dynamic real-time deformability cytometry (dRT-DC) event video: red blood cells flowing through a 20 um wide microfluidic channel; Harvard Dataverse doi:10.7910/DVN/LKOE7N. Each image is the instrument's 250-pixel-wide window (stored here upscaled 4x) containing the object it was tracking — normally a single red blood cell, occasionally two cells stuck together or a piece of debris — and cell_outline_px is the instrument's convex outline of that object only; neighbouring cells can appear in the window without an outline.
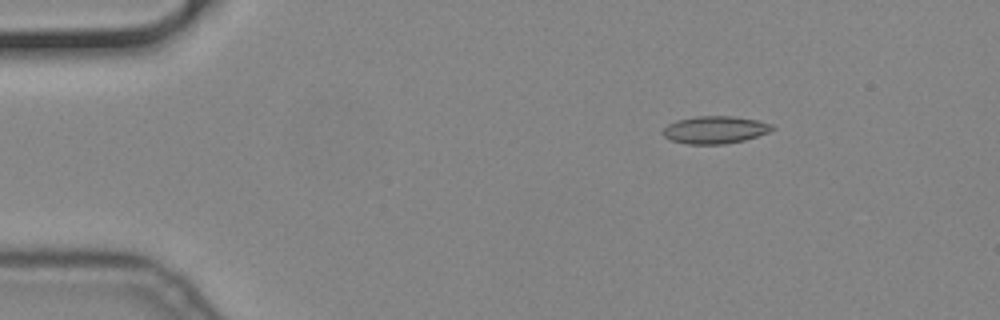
{"species": "common noctule bat (a hibernating species)", "species_latin": "Nyctalus noctula", "temperature_condition": "cold", "stored_images_in_passage": 48, "camera_frame_rate_fps": 3000, "um_per_image_px": 0.085, "animal": {"sex": "male", "body_mass_g": 19.2, "forearm_length_mm": 51.8}, "frame": {"image": 1, "passage_image": 1, "time_ms": 0.0, "image_size_px": [1000, 320], "cell_outline_px": [[776, 128], [768, 132], [744, 140], [724, 144], [688, 144], [672, 140], [664, 136], [664, 128], [668, 124], [676, 120], [696, 116], [732, 116], [756, 120], [772, 124]], "centroid_in_image_um": [60.78, 11.03], "position_along_channel_um": 24.2, "area_um2": 17.34}}
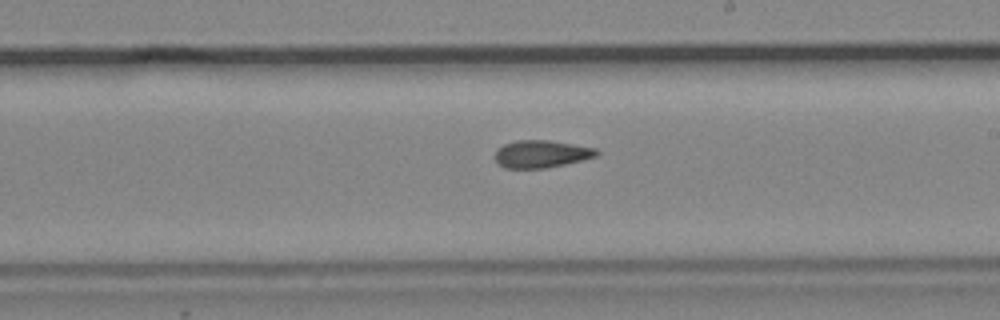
{"frame": {"image": 2, "passage_image": 25, "time_ms": 8.0, "image_size_px": [1000, 320], "cell_outline_px": [[600, 152], [596, 156], [564, 164], [544, 168], [504, 168], [496, 160], [496, 148], [504, 144], [516, 140], [548, 140], [596, 148]], "centroid_in_image_um": [45.99, 13.08], "position_along_channel_um": 243.0, "area_um2": 16.07}}
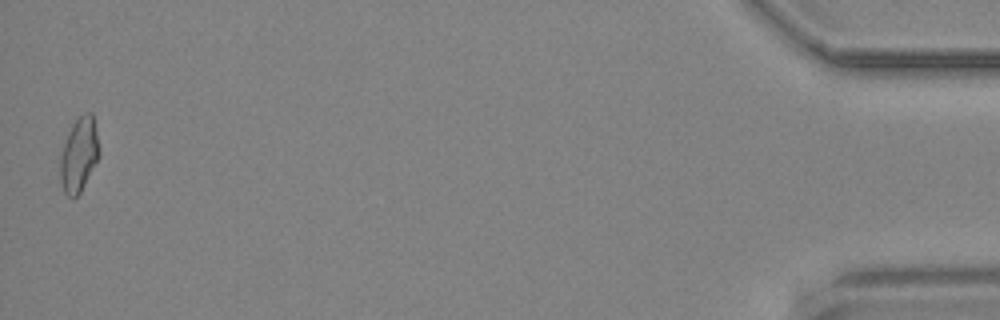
{"frame": {"image": 3, "passage_image": 48, "time_ms": 15.667, "image_size_px": [1000, 320], "cell_outline_px": [[100, 156], [80, 192], [76, 196], [68, 196], [64, 192], [60, 180], [60, 156], [68, 132], [72, 124], [84, 112], [92, 112], [100, 152]], "centroid_in_image_um": [6.71, 13.14], "position_along_channel_um": 428.5, "area_um2": 16.7}}